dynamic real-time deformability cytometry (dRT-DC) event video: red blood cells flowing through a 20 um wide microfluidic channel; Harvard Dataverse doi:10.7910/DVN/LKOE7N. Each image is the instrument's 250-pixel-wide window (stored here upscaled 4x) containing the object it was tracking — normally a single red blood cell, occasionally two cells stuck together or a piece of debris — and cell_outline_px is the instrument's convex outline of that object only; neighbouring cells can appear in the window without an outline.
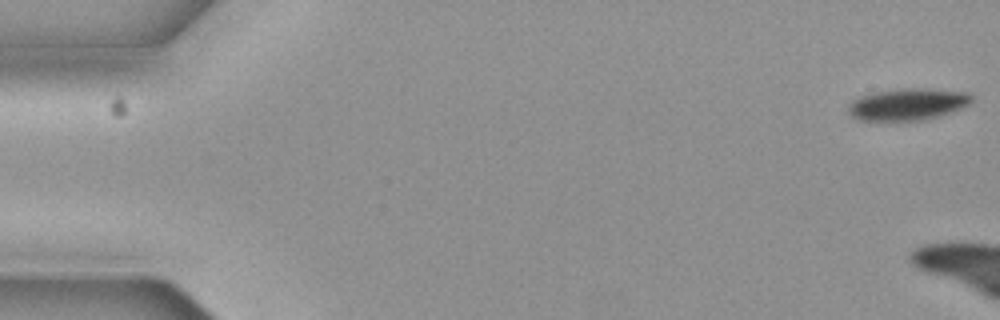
{"species": "common noctule bat (a hibernating species)", "species_latin": "Nyctalus noctula", "temperature_condition": "cold", "stored_images_in_passage": 3, "camera_frame_rate_fps": 3000, "um_per_image_px": 0.085, "animal": {"sex": "female", "body_mass_g": 19.3, "forearm_length_mm": 54.1}, "frame": {"image": 1, "passage_image": 1, "time_ms": 0.0, "image_size_px": [1000, 320], "cell_outline_px": [[972, 100], [968, 104], [960, 108], [936, 116], [920, 120], [860, 120], [852, 116], [848, 112], [848, 104], [852, 100], [860, 96], [876, 92], [900, 88], [928, 88], [972, 92]], "centroid_in_image_um": [77.15, 8.84], "position_along_channel_um": 7.9, "area_um2": 22.77}}